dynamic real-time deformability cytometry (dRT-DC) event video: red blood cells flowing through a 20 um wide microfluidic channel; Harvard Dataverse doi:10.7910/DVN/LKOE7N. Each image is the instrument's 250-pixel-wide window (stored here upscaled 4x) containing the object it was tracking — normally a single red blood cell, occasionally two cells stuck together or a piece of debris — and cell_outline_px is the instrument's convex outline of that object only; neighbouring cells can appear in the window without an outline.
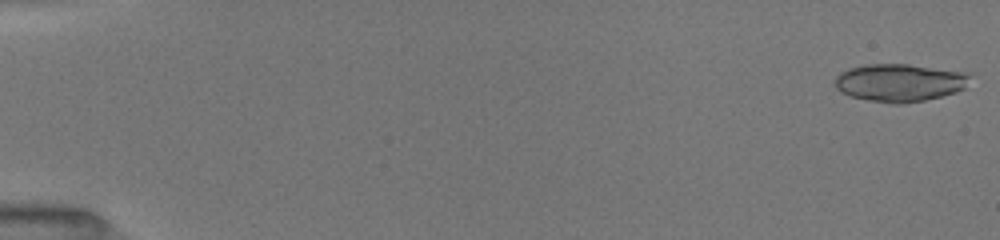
{"species": "common noctule bat (a hibernating species)", "species_latin": "Nyctalus noctula", "temperature_condition": "room temperature", "stored_images_in_passage": 28, "camera_frame_rate_fps": 3000, "um_per_image_px": 0.085, "animal": {"sex": "female", "body_mass_g": 19.5, "forearm_length_mm": 54.1}, "frame": {"image": 1, "passage_image": 1, "time_ms": 0.0, "image_size_px": [1000, 240], "cell_outline_px": [[972, 72], [964, 88], [956, 92], [924, 100], [900, 104], [892, 104], [868, 100], [852, 96], [840, 92], [836, 88], [836, 76], [840, 72], [848, 68], [868, 64], [908, 64]], "centroid_in_image_um": [76.49, 7.01], "position_along_channel_um": 8.5, "area_um2": 29.82}}
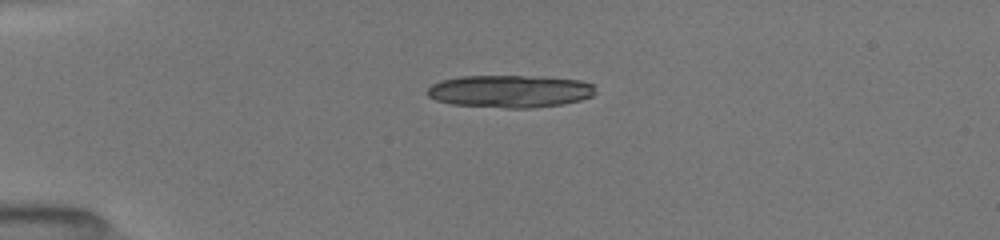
{"frame": {"image": 2, "passage_image": 14, "time_ms": 4.0, "image_size_px": [1000, 240], "cell_outline_px": [[596, 92], [592, 96], [580, 100], [560, 104], [532, 108], [504, 108], [452, 104], [436, 100], [428, 96], [428, 88], [432, 84], [440, 80], [460, 76], [524, 76], [580, 80], [592, 84]], "centroid_in_image_um": [43.31, 7.76], "position_along_channel_um": 41.7, "area_um2": 31.67}}